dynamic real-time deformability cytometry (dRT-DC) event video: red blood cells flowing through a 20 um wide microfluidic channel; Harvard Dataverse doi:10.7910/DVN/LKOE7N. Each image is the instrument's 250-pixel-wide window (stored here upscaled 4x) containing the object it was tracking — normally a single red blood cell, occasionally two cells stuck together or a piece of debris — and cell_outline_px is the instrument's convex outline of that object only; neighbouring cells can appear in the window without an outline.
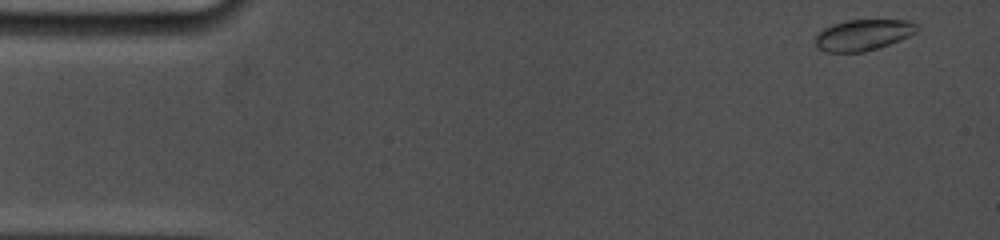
{"species": "common noctule bat (a hibernating species)", "species_latin": "Nyctalus noctula", "temperature_condition": "cold", "stored_images_in_passage": 42, "camera_frame_rate_fps": 5000, "um_per_image_px": 0.085, "animal": {"sex": "female", "body_mass_g": 19.0, "forearm_length_mm": 53.3}, "frame": {"image": 1, "passage_image": 1, "time_ms": 0.0, "image_size_px": [1000, 240], "cell_outline_px": [[920, 28], [916, 32], [900, 40], [880, 48], [864, 52], [828, 52], [820, 48], [816, 44], [816, 32], [832, 24], [848, 20], [908, 20], [920, 24]], "centroid_in_image_um": [73.41, 2.96], "position_along_channel_um": 11.6, "area_um2": 18.55}}
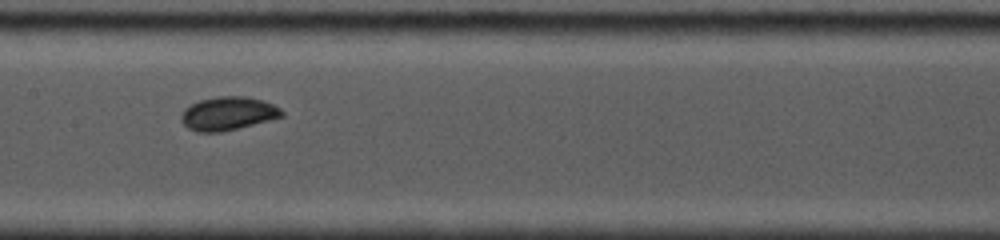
{"frame": {"image": 2, "passage_image": 21, "time_ms": 7.6, "image_size_px": [1000, 240], "cell_outline_px": [[284, 116], [220, 132], [200, 132], [188, 128], [180, 120], [180, 116], [184, 108], [200, 100], [220, 96], [244, 96], [264, 100], [280, 108], [284, 112]], "centroid_in_image_um": [19.37, 9.64], "position_along_channel_um": 188.0, "area_um2": 19.42}}
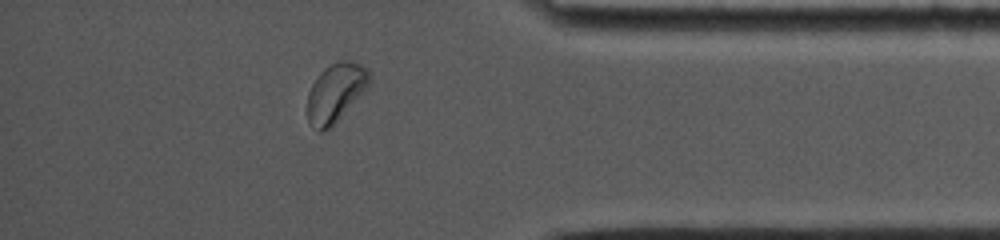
{"frame": {"image": 3, "passage_image": 37, "time_ms": 13.6, "image_size_px": [1000, 240], "cell_outline_px": [[372, 76], [368, 84], [332, 128], [324, 132], [320, 132], [308, 124], [308, 92], [312, 84], [320, 72], [324, 68], [340, 60], [348, 60], [360, 64], [368, 68]], "centroid_in_image_um": [28.51, 7.89], "position_along_channel_um": 406.7, "area_um2": 21.1}, "authors_computed_cell_mechanics": {"area_um2": 18.8139, "velocity_mm_per_s": 3.8182, "shape_relaxation_time_tau1_ms": 3.4271, "shape_relaxation_time_tau2_ms": null, "deformation_change_tau1": 0.0839, "deformation_change_tau2": null}}